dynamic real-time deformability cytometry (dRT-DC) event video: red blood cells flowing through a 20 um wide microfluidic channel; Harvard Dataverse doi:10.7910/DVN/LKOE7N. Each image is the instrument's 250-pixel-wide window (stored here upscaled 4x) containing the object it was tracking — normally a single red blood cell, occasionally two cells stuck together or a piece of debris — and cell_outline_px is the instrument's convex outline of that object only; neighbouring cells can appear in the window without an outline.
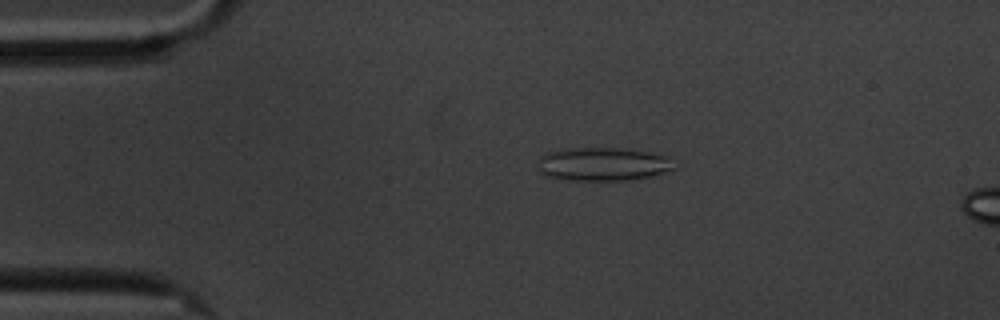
{"species": "common noctule bat (a hibernating species)", "species_latin": "Nyctalus noctula", "temperature_condition": "cold", "stored_images_in_passage": 56, "segment_of_instrument_passage": [1, 2], "camera_frame_rate_fps": 3000, "um_per_image_px": 0.085, "animal": {"sex": "male", "body_mass_g": 20.1, "forearm_length_mm": 53.5}, "frame": {"image": 1, "passage_image": 8, "time_ms": 2.333, "image_size_px": [1000, 320], "cell_outline_px": [[676, 168], [672, 172], [652, 176], [628, 180], [572, 180], [544, 176], [540, 172], [540, 156], [548, 152], [568, 148], [616, 148], [652, 152], [664, 156]], "centroid_in_image_um": [51.27, 13.96], "position_along_channel_um": 33.7, "area_um2": 26.47}}
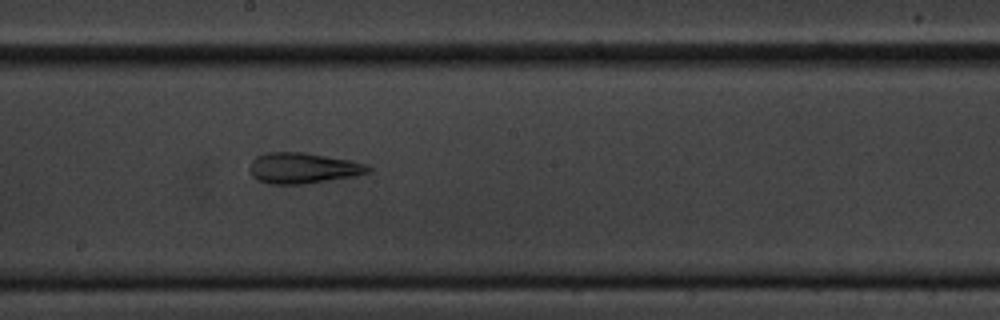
{"frame": {"image": 2, "passage_image": 28, "time_ms": 9.0, "image_size_px": [1000, 320], "cell_outline_px": [[372, 168], [368, 172], [356, 176], [304, 184], [268, 184], [256, 180], [252, 176], [248, 168], [252, 160], [256, 156], [264, 152], [304, 152], [348, 160], [368, 164]], "centroid_in_image_um": [25.71, 14.29], "position_along_channel_um": 222.5, "area_um2": 21.44}}
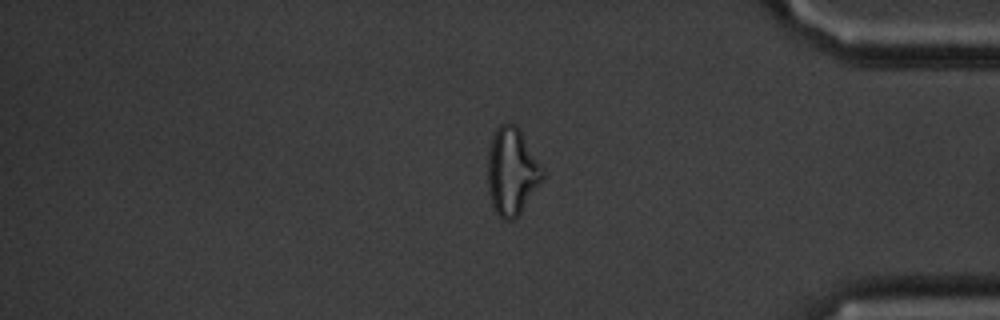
{"frame": {"image": 3, "passage_image": 45, "time_ms": 14.667, "image_size_px": [1000, 320], "cell_outline_px": [[544, 176], [540, 184], [516, 220], [500, 220], [492, 208], [488, 192], [488, 156], [492, 140], [496, 128], [500, 124], [516, 124], [520, 128], [544, 172]], "centroid_in_image_um": [43.5, 14.63], "position_along_channel_um": 391.7, "area_um2": 28.03}}